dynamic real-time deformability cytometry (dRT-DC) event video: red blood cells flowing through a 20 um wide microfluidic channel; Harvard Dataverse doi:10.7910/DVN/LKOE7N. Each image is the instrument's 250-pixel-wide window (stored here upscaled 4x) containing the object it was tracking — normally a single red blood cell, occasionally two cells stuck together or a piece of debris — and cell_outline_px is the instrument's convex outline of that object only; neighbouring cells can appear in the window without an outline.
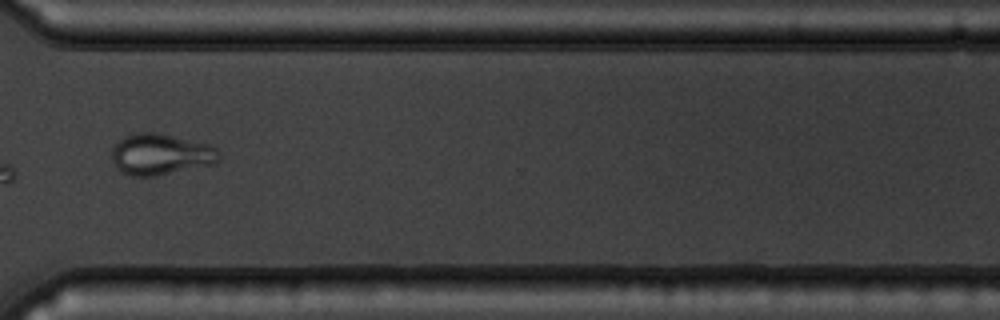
{"species": "common noctule bat (a hibernating species)", "species_latin": "Nyctalus noctula", "temperature_condition": "warm", "stored_images_in_passage": 14, "camera_frame_rate_fps": 3000, "um_per_image_px": 0.085, "animal": {"sex": "male", "body_mass_g": 19.5, "forearm_length_mm": 54.6}, "frame": {"image": 1, "passage_image": 11, "time_ms": 12.333, "image_size_px": [1000, 320], "cell_outline_px": [[220, 160], [216, 164], [156, 176], [132, 176], [124, 172], [112, 160], [112, 148], [124, 136], [140, 132], [152, 132], [208, 144], [216, 148], [220, 152]], "centroid_in_image_um": [13.7, 13.13], "position_along_channel_um": 356.9, "area_um2": 25.49}}